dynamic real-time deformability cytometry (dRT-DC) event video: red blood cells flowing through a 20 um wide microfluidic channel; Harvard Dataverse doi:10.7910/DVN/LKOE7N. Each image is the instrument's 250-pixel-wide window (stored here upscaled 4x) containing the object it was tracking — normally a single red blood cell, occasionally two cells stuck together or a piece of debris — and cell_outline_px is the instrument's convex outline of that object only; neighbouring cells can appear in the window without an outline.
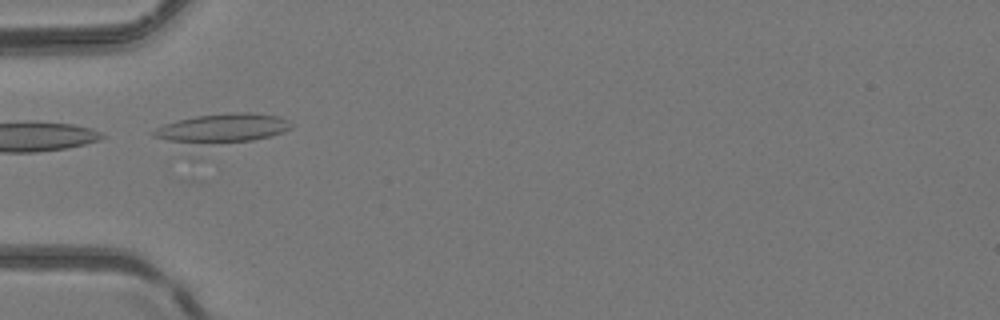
{"species": "common noctule bat (a hibernating species)", "species_latin": "Nyctalus noctula", "temperature_condition": "room temperature", "stored_images_in_passage": 5, "camera_frame_rate_fps": 3000, "um_per_image_px": 0.085, "animal": {"sex": "female", "body_mass_g": 24.6, "forearm_length_mm": 56.2}, "frame": {"image": 1, "passage_image": 3, "time_ms": 2.333, "image_size_px": [1000, 320], "cell_outline_px": [[292, 128], [284, 132], [272, 136], [252, 140], [196, 144], [192, 144], [168, 140], [152, 136], [148, 132], [164, 124], [176, 120], [196, 116], [232, 112], [252, 112], [280, 116], [288, 120], [292, 124]], "centroid_in_image_um": [18.92, 10.88], "position_along_channel_um": 66.1, "area_um2": 23.47}}
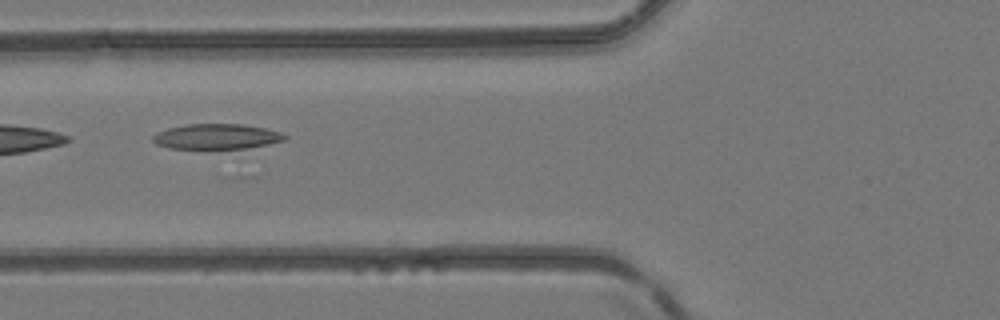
{"frame": {"image": 2, "passage_image": 4, "time_ms": 3.333, "image_size_px": [1000, 320], "cell_outline_px": [[288, 136], [284, 140], [268, 144], [248, 148], [168, 148], [156, 144], [152, 140], [152, 136], [156, 132], [168, 128], [184, 124], [244, 124], [264, 128], [280, 132]], "centroid_in_image_um": [18.38, 11.59], "position_along_channel_um": 107.4, "area_um2": 19.36}}